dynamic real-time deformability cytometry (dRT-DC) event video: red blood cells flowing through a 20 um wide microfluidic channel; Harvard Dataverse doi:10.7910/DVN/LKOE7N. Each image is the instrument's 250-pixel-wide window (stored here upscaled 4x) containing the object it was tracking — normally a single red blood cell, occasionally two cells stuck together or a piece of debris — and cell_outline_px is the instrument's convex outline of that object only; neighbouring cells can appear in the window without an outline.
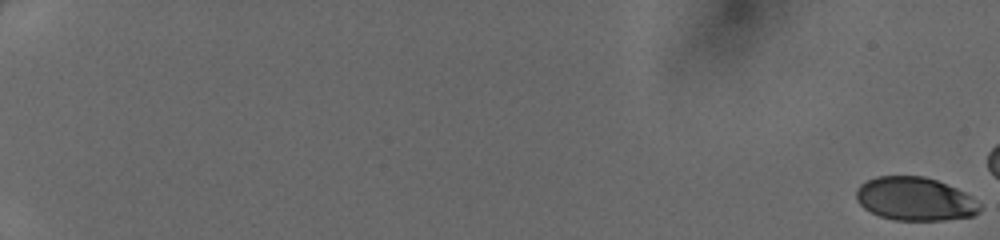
{"species": "human", "species_latin": "Homo sapiens", "temperature_condition": "cold", "stored_images_in_passage": 23, "camera_frame_rate_fps": 3000, "um_per_image_px": 0.085, "donor": {"sex": "female"}, "frame": {"image": 1, "passage_image": 1, "time_ms": 0.0, "image_size_px": [1000, 240], "cell_outline_px": [[976, 212], [968, 216], [932, 220], [904, 220], [884, 216], [872, 212], [860, 200], [860, 188], [868, 180], [884, 176], [920, 176], [936, 180], [960, 192]], "centroid_in_image_um": [77.66, 16.89], "position_along_channel_um": 7.3, "area_um2": 28.32}}